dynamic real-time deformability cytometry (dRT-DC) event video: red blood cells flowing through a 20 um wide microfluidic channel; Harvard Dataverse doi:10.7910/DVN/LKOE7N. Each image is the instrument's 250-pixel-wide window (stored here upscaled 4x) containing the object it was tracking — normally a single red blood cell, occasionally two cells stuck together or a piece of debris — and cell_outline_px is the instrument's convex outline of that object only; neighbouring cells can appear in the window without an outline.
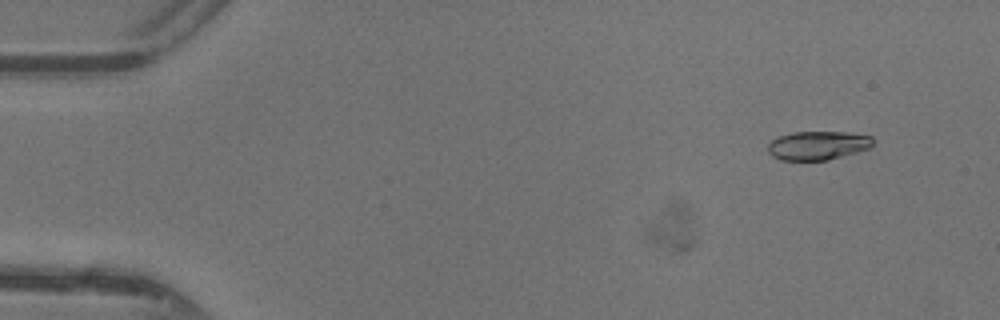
{"species": "common noctule bat (a hibernating species)", "species_latin": "Nyctalus noctula", "temperature_condition": "warm", "stored_images_in_passage": 4, "camera_frame_rate_fps": 3000, "um_per_image_px": 0.085, "animal": {"sex": "female"}, "frame": {"image": 1, "passage_image": 4, "time_ms": 1.0, "image_size_px": [1000, 320], "cell_outline_px": [[872, 144], [868, 148], [856, 152], [828, 160], [780, 160], [772, 156], [768, 152], [768, 144], [772, 140], [780, 136], [792, 132], [844, 132], [872, 136]], "centroid_in_image_um": [69.48, 12.36], "position_along_channel_um": 15.5, "area_um2": 17.46}}